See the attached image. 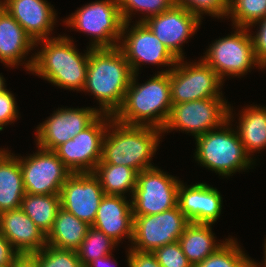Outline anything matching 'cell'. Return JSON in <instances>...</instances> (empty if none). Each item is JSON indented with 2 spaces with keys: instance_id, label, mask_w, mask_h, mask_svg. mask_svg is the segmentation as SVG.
<instances>
[{
  "instance_id": "obj_9",
  "label": "cell",
  "mask_w": 266,
  "mask_h": 267,
  "mask_svg": "<svg viewBox=\"0 0 266 267\" xmlns=\"http://www.w3.org/2000/svg\"><path fill=\"white\" fill-rule=\"evenodd\" d=\"M221 98H208L173 104L162 133L184 131L194 139L210 130L217 129L229 120V103Z\"/></svg>"
},
{
  "instance_id": "obj_34",
  "label": "cell",
  "mask_w": 266,
  "mask_h": 267,
  "mask_svg": "<svg viewBox=\"0 0 266 267\" xmlns=\"http://www.w3.org/2000/svg\"><path fill=\"white\" fill-rule=\"evenodd\" d=\"M175 4L183 6L188 11L203 20V14L225 19L228 13V0H174Z\"/></svg>"
},
{
  "instance_id": "obj_21",
  "label": "cell",
  "mask_w": 266,
  "mask_h": 267,
  "mask_svg": "<svg viewBox=\"0 0 266 267\" xmlns=\"http://www.w3.org/2000/svg\"><path fill=\"white\" fill-rule=\"evenodd\" d=\"M104 232L118 245L133 237V212L131 199L121 195H104L92 225ZM126 237V238H125Z\"/></svg>"
},
{
  "instance_id": "obj_2",
  "label": "cell",
  "mask_w": 266,
  "mask_h": 267,
  "mask_svg": "<svg viewBox=\"0 0 266 267\" xmlns=\"http://www.w3.org/2000/svg\"><path fill=\"white\" fill-rule=\"evenodd\" d=\"M74 40L67 35L37 41L31 73L54 86L66 90L82 91L87 76L89 54L88 46L84 53L77 50Z\"/></svg>"
},
{
  "instance_id": "obj_12",
  "label": "cell",
  "mask_w": 266,
  "mask_h": 267,
  "mask_svg": "<svg viewBox=\"0 0 266 267\" xmlns=\"http://www.w3.org/2000/svg\"><path fill=\"white\" fill-rule=\"evenodd\" d=\"M190 221L178 205L158 214L133 216L130 249L153 253L157 248L179 240Z\"/></svg>"
},
{
  "instance_id": "obj_25",
  "label": "cell",
  "mask_w": 266,
  "mask_h": 267,
  "mask_svg": "<svg viewBox=\"0 0 266 267\" xmlns=\"http://www.w3.org/2000/svg\"><path fill=\"white\" fill-rule=\"evenodd\" d=\"M212 226L213 224L190 222L179 237L183 253L193 267L216 252L229 239L217 241Z\"/></svg>"
},
{
  "instance_id": "obj_37",
  "label": "cell",
  "mask_w": 266,
  "mask_h": 267,
  "mask_svg": "<svg viewBox=\"0 0 266 267\" xmlns=\"http://www.w3.org/2000/svg\"><path fill=\"white\" fill-rule=\"evenodd\" d=\"M257 26V32H251L254 55L257 62L266 70V16L249 27L251 30ZM259 26V27H258ZM256 33V35L254 34Z\"/></svg>"
},
{
  "instance_id": "obj_18",
  "label": "cell",
  "mask_w": 266,
  "mask_h": 267,
  "mask_svg": "<svg viewBox=\"0 0 266 267\" xmlns=\"http://www.w3.org/2000/svg\"><path fill=\"white\" fill-rule=\"evenodd\" d=\"M222 203L218 189L206 182L187 186L181 181L177 205L190 222L215 224L223 210Z\"/></svg>"
},
{
  "instance_id": "obj_28",
  "label": "cell",
  "mask_w": 266,
  "mask_h": 267,
  "mask_svg": "<svg viewBox=\"0 0 266 267\" xmlns=\"http://www.w3.org/2000/svg\"><path fill=\"white\" fill-rule=\"evenodd\" d=\"M60 207V195H34L29 193L24 195L20 206L46 236L53 227Z\"/></svg>"
},
{
  "instance_id": "obj_10",
  "label": "cell",
  "mask_w": 266,
  "mask_h": 267,
  "mask_svg": "<svg viewBox=\"0 0 266 267\" xmlns=\"http://www.w3.org/2000/svg\"><path fill=\"white\" fill-rule=\"evenodd\" d=\"M180 183L176 176L157 166L139 172L130 197L133 216L158 214L176 207Z\"/></svg>"
},
{
  "instance_id": "obj_6",
  "label": "cell",
  "mask_w": 266,
  "mask_h": 267,
  "mask_svg": "<svg viewBox=\"0 0 266 267\" xmlns=\"http://www.w3.org/2000/svg\"><path fill=\"white\" fill-rule=\"evenodd\" d=\"M63 20L68 28L91 36L90 48H113L119 45L124 21L118 0L87 3Z\"/></svg>"
},
{
  "instance_id": "obj_20",
  "label": "cell",
  "mask_w": 266,
  "mask_h": 267,
  "mask_svg": "<svg viewBox=\"0 0 266 267\" xmlns=\"http://www.w3.org/2000/svg\"><path fill=\"white\" fill-rule=\"evenodd\" d=\"M34 49L35 42L22 26L5 9H0V62L11 69L24 65L30 73L35 54L26 59Z\"/></svg>"
},
{
  "instance_id": "obj_19",
  "label": "cell",
  "mask_w": 266,
  "mask_h": 267,
  "mask_svg": "<svg viewBox=\"0 0 266 267\" xmlns=\"http://www.w3.org/2000/svg\"><path fill=\"white\" fill-rule=\"evenodd\" d=\"M4 9L36 43L50 36L57 21L54 6L47 0H6Z\"/></svg>"
},
{
  "instance_id": "obj_3",
  "label": "cell",
  "mask_w": 266,
  "mask_h": 267,
  "mask_svg": "<svg viewBox=\"0 0 266 267\" xmlns=\"http://www.w3.org/2000/svg\"><path fill=\"white\" fill-rule=\"evenodd\" d=\"M164 70L142 84L137 82L139 74H133L123 104L113 118L128 125L163 129L172 109L170 76L167 68Z\"/></svg>"
},
{
  "instance_id": "obj_17",
  "label": "cell",
  "mask_w": 266,
  "mask_h": 267,
  "mask_svg": "<svg viewBox=\"0 0 266 267\" xmlns=\"http://www.w3.org/2000/svg\"><path fill=\"white\" fill-rule=\"evenodd\" d=\"M104 195L100 181L93 172L72 173L60 190V204L92 226Z\"/></svg>"
},
{
  "instance_id": "obj_26",
  "label": "cell",
  "mask_w": 266,
  "mask_h": 267,
  "mask_svg": "<svg viewBox=\"0 0 266 267\" xmlns=\"http://www.w3.org/2000/svg\"><path fill=\"white\" fill-rule=\"evenodd\" d=\"M89 227L86 222L60 207L53 227L47 235V244L60 249L77 251Z\"/></svg>"
},
{
  "instance_id": "obj_7",
  "label": "cell",
  "mask_w": 266,
  "mask_h": 267,
  "mask_svg": "<svg viewBox=\"0 0 266 267\" xmlns=\"http://www.w3.org/2000/svg\"><path fill=\"white\" fill-rule=\"evenodd\" d=\"M234 33L216 39L201 56L225 82V77H241L252 71V68L263 69L254 55L253 40L249 28L233 27ZM250 32V33H249ZM231 76V77H230Z\"/></svg>"
},
{
  "instance_id": "obj_29",
  "label": "cell",
  "mask_w": 266,
  "mask_h": 267,
  "mask_svg": "<svg viewBox=\"0 0 266 267\" xmlns=\"http://www.w3.org/2000/svg\"><path fill=\"white\" fill-rule=\"evenodd\" d=\"M233 238V239H232ZM253 260L231 236L216 252L194 267H253Z\"/></svg>"
},
{
  "instance_id": "obj_16",
  "label": "cell",
  "mask_w": 266,
  "mask_h": 267,
  "mask_svg": "<svg viewBox=\"0 0 266 267\" xmlns=\"http://www.w3.org/2000/svg\"><path fill=\"white\" fill-rule=\"evenodd\" d=\"M201 22L198 16L177 4L144 21L177 59L185 57L183 44L196 34Z\"/></svg>"
},
{
  "instance_id": "obj_14",
  "label": "cell",
  "mask_w": 266,
  "mask_h": 267,
  "mask_svg": "<svg viewBox=\"0 0 266 267\" xmlns=\"http://www.w3.org/2000/svg\"><path fill=\"white\" fill-rule=\"evenodd\" d=\"M29 156H20L24 189L34 195H60V190L72 172L54 151L36 146Z\"/></svg>"
},
{
  "instance_id": "obj_5",
  "label": "cell",
  "mask_w": 266,
  "mask_h": 267,
  "mask_svg": "<svg viewBox=\"0 0 266 267\" xmlns=\"http://www.w3.org/2000/svg\"><path fill=\"white\" fill-rule=\"evenodd\" d=\"M233 116V107L229 106V120L195 138V161L223 178L243 173L256 165L247 155L237 130L232 127Z\"/></svg>"
},
{
  "instance_id": "obj_38",
  "label": "cell",
  "mask_w": 266,
  "mask_h": 267,
  "mask_svg": "<svg viewBox=\"0 0 266 267\" xmlns=\"http://www.w3.org/2000/svg\"><path fill=\"white\" fill-rule=\"evenodd\" d=\"M126 253L128 267H161L151 252H139L129 248Z\"/></svg>"
},
{
  "instance_id": "obj_32",
  "label": "cell",
  "mask_w": 266,
  "mask_h": 267,
  "mask_svg": "<svg viewBox=\"0 0 266 267\" xmlns=\"http://www.w3.org/2000/svg\"><path fill=\"white\" fill-rule=\"evenodd\" d=\"M174 4V0H118L123 21L130 23L132 21L131 17H133L135 13L140 12L139 14L144 15L141 16L140 20H136V22H144L149 17L168 10Z\"/></svg>"
},
{
  "instance_id": "obj_15",
  "label": "cell",
  "mask_w": 266,
  "mask_h": 267,
  "mask_svg": "<svg viewBox=\"0 0 266 267\" xmlns=\"http://www.w3.org/2000/svg\"><path fill=\"white\" fill-rule=\"evenodd\" d=\"M100 115L94 107H58L52 115L37 125L36 146L54 151L89 127Z\"/></svg>"
},
{
  "instance_id": "obj_33",
  "label": "cell",
  "mask_w": 266,
  "mask_h": 267,
  "mask_svg": "<svg viewBox=\"0 0 266 267\" xmlns=\"http://www.w3.org/2000/svg\"><path fill=\"white\" fill-rule=\"evenodd\" d=\"M38 261V267H82L77 251L60 249L51 245L44 246L32 254Z\"/></svg>"
},
{
  "instance_id": "obj_4",
  "label": "cell",
  "mask_w": 266,
  "mask_h": 267,
  "mask_svg": "<svg viewBox=\"0 0 266 267\" xmlns=\"http://www.w3.org/2000/svg\"><path fill=\"white\" fill-rule=\"evenodd\" d=\"M162 129L144 125H128L112 118L102 143L99 163L124 165L138 173L156 167L152 165Z\"/></svg>"
},
{
  "instance_id": "obj_36",
  "label": "cell",
  "mask_w": 266,
  "mask_h": 267,
  "mask_svg": "<svg viewBox=\"0 0 266 267\" xmlns=\"http://www.w3.org/2000/svg\"><path fill=\"white\" fill-rule=\"evenodd\" d=\"M5 78L0 79V131L4 130V126L11 125L19 117L17 102L14 94L6 89Z\"/></svg>"
},
{
  "instance_id": "obj_24",
  "label": "cell",
  "mask_w": 266,
  "mask_h": 267,
  "mask_svg": "<svg viewBox=\"0 0 266 267\" xmlns=\"http://www.w3.org/2000/svg\"><path fill=\"white\" fill-rule=\"evenodd\" d=\"M238 114L236 130L247 155L256 163L254 153L266 148V106L248 105Z\"/></svg>"
},
{
  "instance_id": "obj_22",
  "label": "cell",
  "mask_w": 266,
  "mask_h": 267,
  "mask_svg": "<svg viewBox=\"0 0 266 267\" xmlns=\"http://www.w3.org/2000/svg\"><path fill=\"white\" fill-rule=\"evenodd\" d=\"M0 232L19 254H33L47 245V236L21 208L0 214Z\"/></svg>"
},
{
  "instance_id": "obj_40",
  "label": "cell",
  "mask_w": 266,
  "mask_h": 267,
  "mask_svg": "<svg viewBox=\"0 0 266 267\" xmlns=\"http://www.w3.org/2000/svg\"><path fill=\"white\" fill-rule=\"evenodd\" d=\"M9 267H38V261L32 254H19Z\"/></svg>"
},
{
  "instance_id": "obj_35",
  "label": "cell",
  "mask_w": 266,
  "mask_h": 267,
  "mask_svg": "<svg viewBox=\"0 0 266 267\" xmlns=\"http://www.w3.org/2000/svg\"><path fill=\"white\" fill-rule=\"evenodd\" d=\"M153 254L161 267H193L183 253L179 241L159 247Z\"/></svg>"
},
{
  "instance_id": "obj_39",
  "label": "cell",
  "mask_w": 266,
  "mask_h": 267,
  "mask_svg": "<svg viewBox=\"0 0 266 267\" xmlns=\"http://www.w3.org/2000/svg\"><path fill=\"white\" fill-rule=\"evenodd\" d=\"M19 255L8 239L0 232V266L9 267Z\"/></svg>"
},
{
  "instance_id": "obj_1",
  "label": "cell",
  "mask_w": 266,
  "mask_h": 267,
  "mask_svg": "<svg viewBox=\"0 0 266 267\" xmlns=\"http://www.w3.org/2000/svg\"><path fill=\"white\" fill-rule=\"evenodd\" d=\"M132 77V69L118 46L91 48L82 91L96 98L100 114L114 116L123 104Z\"/></svg>"
},
{
  "instance_id": "obj_30",
  "label": "cell",
  "mask_w": 266,
  "mask_h": 267,
  "mask_svg": "<svg viewBox=\"0 0 266 267\" xmlns=\"http://www.w3.org/2000/svg\"><path fill=\"white\" fill-rule=\"evenodd\" d=\"M116 246L118 244L104 232L90 226L77 250L81 266L86 267L93 260L112 254Z\"/></svg>"
},
{
  "instance_id": "obj_8",
  "label": "cell",
  "mask_w": 266,
  "mask_h": 267,
  "mask_svg": "<svg viewBox=\"0 0 266 267\" xmlns=\"http://www.w3.org/2000/svg\"><path fill=\"white\" fill-rule=\"evenodd\" d=\"M178 59L169 71L170 92L173 104L208 98H221L224 82L202 59L187 62Z\"/></svg>"
},
{
  "instance_id": "obj_41",
  "label": "cell",
  "mask_w": 266,
  "mask_h": 267,
  "mask_svg": "<svg viewBox=\"0 0 266 267\" xmlns=\"http://www.w3.org/2000/svg\"><path fill=\"white\" fill-rule=\"evenodd\" d=\"M112 255L113 254H108L104 257H99L90 262L86 267H113L114 265V267H117L118 262L114 259Z\"/></svg>"
},
{
  "instance_id": "obj_11",
  "label": "cell",
  "mask_w": 266,
  "mask_h": 267,
  "mask_svg": "<svg viewBox=\"0 0 266 267\" xmlns=\"http://www.w3.org/2000/svg\"><path fill=\"white\" fill-rule=\"evenodd\" d=\"M132 22L134 25L124 22L118 47L123 52L133 74H139V69L144 64L168 66L169 72L178 59L144 22Z\"/></svg>"
},
{
  "instance_id": "obj_13",
  "label": "cell",
  "mask_w": 266,
  "mask_h": 267,
  "mask_svg": "<svg viewBox=\"0 0 266 267\" xmlns=\"http://www.w3.org/2000/svg\"><path fill=\"white\" fill-rule=\"evenodd\" d=\"M112 118L101 114L89 127L54 150L72 173L95 171L101 161L103 139Z\"/></svg>"
},
{
  "instance_id": "obj_27",
  "label": "cell",
  "mask_w": 266,
  "mask_h": 267,
  "mask_svg": "<svg viewBox=\"0 0 266 267\" xmlns=\"http://www.w3.org/2000/svg\"><path fill=\"white\" fill-rule=\"evenodd\" d=\"M99 179L105 195L131 197L136 187L137 174L135 169L124 165H114L107 163H98L93 172Z\"/></svg>"
},
{
  "instance_id": "obj_31",
  "label": "cell",
  "mask_w": 266,
  "mask_h": 267,
  "mask_svg": "<svg viewBox=\"0 0 266 267\" xmlns=\"http://www.w3.org/2000/svg\"><path fill=\"white\" fill-rule=\"evenodd\" d=\"M266 16V0H228V13L233 27L249 28Z\"/></svg>"
},
{
  "instance_id": "obj_43",
  "label": "cell",
  "mask_w": 266,
  "mask_h": 267,
  "mask_svg": "<svg viewBox=\"0 0 266 267\" xmlns=\"http://www.w3.org/2000/svg\"><path fill=\"white\" fill-rule=\"evenodd\" d=\"M6 5V0H0V9H4Z\"/></svg>"
},
{
  "instance_id": "obj_42",
  "label": "cell",
  "mask_w": 266,
  "mask_h": 267,
  "mask_svg": "<svg viewBox=\"0 0 266 267\" xmlns=\"http://www.w3.org/2000/svg\"><path fill=\"white\" fill-rule=\"evenodd\" d=\"M264 242H265V243H264V251H263V252H264V256H263V257H264V261L258 263V262H256V261L254 262V259H253V265H252L253 267H261V266H262V267H266V238H265ZM263 262H264V263H263ZM261 263H262L263 265H262ZM259 264H260V265H259Z\"/></svg>"
},
{
  "instance_id": "obj_23",
  "label": "cell",
  "mask_w": 266,
  "mask_h": 267,
  "mask_svg": "<svg viewBox=\"0 0 266 267\" xmlns=\"http://www.w3.org/2000/svg\"><path fill=\"white\" fill-rule=\"evenodd\" d=\"M25 194L19 156L0 148V214L19 209Z\"/></svg>"
}]
</instances>
